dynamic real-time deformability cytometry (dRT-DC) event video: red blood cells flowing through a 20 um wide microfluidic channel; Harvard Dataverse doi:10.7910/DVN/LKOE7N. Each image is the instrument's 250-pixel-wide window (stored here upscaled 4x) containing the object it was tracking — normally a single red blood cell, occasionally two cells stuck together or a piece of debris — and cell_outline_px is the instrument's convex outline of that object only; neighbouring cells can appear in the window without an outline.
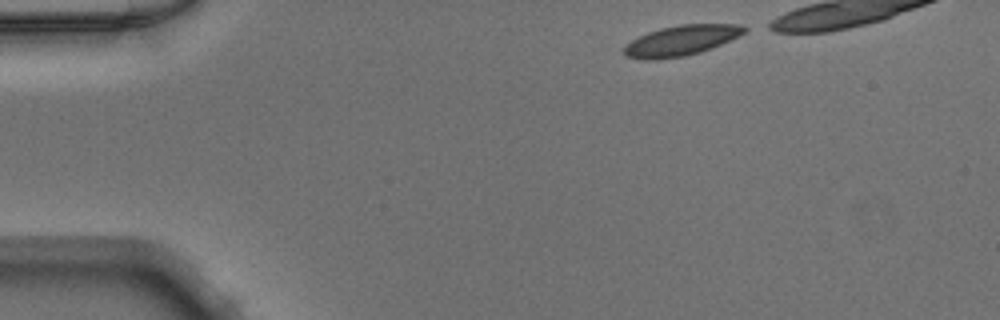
{"species": "Egyptian fruit bat (a non-hibernating species)", "species_latin": "Rousettus aegyptiacus", "temperature_condition": "warm", "stored_images_in_passage": 34, "camera_frame_rate_fps": 3000, "um_per_image_px": 0.085, "animal": {"sex": "male"}, "frame": {"image": 1, "passage_image": 1, "time_ms": 0.0, "image_size_px": [1000, 320], "cell_outline_px": [[748, 28], [744, 32], [720, 44], [700, 52], [684, 56], [656, 60], [644, 60], [624, 56], [624, 48], [632, 40], [648, 32], [660, 28], [680, 24], [740, 24]], "centroid_in_image_um": [57.86, 3.45], "position_along_channel_um": 27.1, "area_um2": 20.98}}
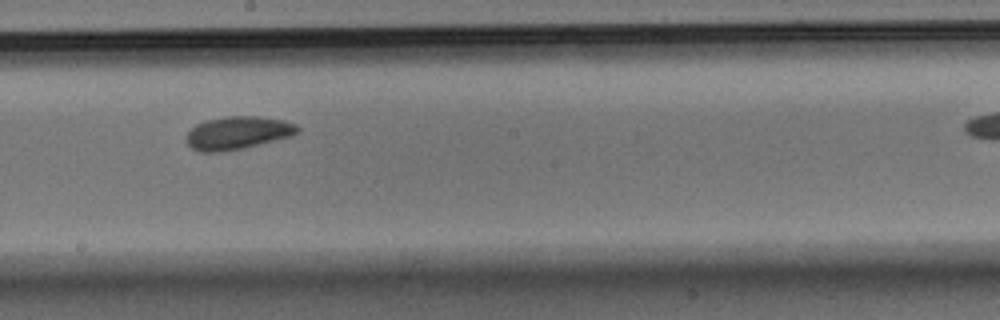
{"frame": {"image": 2, "passage_image": 21, "time_ms": 6.667, "image_size_px": [1000, 320], "cell_outline_px": [[300, 132], [292, 136], [244, 148], [220, 152], [200, 152], [192, 148], [188, 144], [188, 132], [196, 124], [208, 120], [228, 116], [256, 116], [284, 120], [296, 124], [300, 128]], "centroid_in_image_um": [20.25, 11.3], "position_along_channel_um": 227.9, "area_um2": 21.27}}
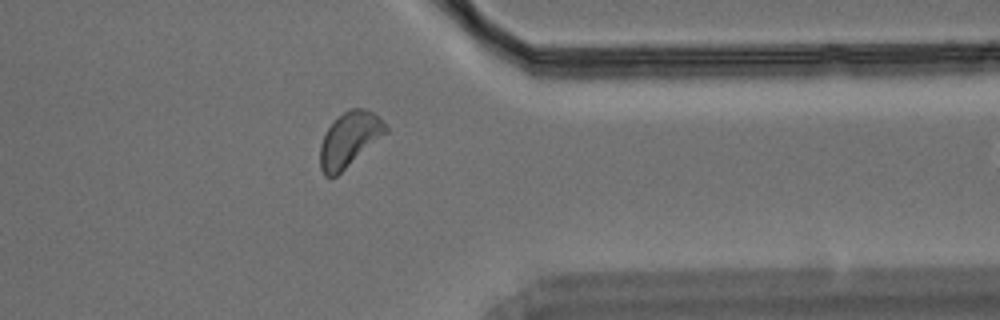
{"frame": {"image": 3, "passage_image": 33, "time_ms": 10.667, "image_size_px": [1000, 320], "cell_outline_px": [[388, 132], [336, 176], [324, 176], [320, 168], [320, 144], [328, 128], [344, 112], [352, 108], [364, 108], [372, 112], [388, 128]], "centroid_in_image_um": [29.69, 11.87], "position_along_channel_um": 381.7, "area_um2": 20.4}}